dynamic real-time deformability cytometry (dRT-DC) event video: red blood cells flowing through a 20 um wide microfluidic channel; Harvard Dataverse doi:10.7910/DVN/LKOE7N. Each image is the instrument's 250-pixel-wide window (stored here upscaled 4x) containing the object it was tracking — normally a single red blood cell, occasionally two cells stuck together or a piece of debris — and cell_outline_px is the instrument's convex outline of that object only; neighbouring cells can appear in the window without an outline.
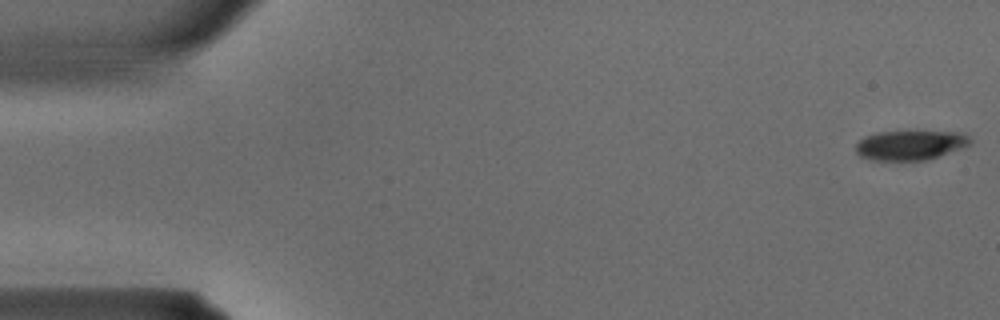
{"species": "common noctule bat (a hibernating species)", "species_latin": "Nyctalus noctula", "temperature_condition": "warm", "stored_images_in_passage": 35, "camera_frame_rate_fps": 3000, "um_per_image_px": 0.085, "animal": {"sex": "male", "body_mass_g": 15.6}, "frame": {"image": 1, "passage_image": 1, "time_ms": 0.0, "image_size_px": [1000, 320], "cell_outline_px": [[972, 140], [968, 144], [960, 148], [924, 160], [872, 160], [860, 156], [856, 152], [856, 144], [864, 136], [876, 132], [964, 132]], "centroid_in_image_um": [77.32, 12.33], "position_along_channel_um": 7.7, "area_um2": 19.36}}
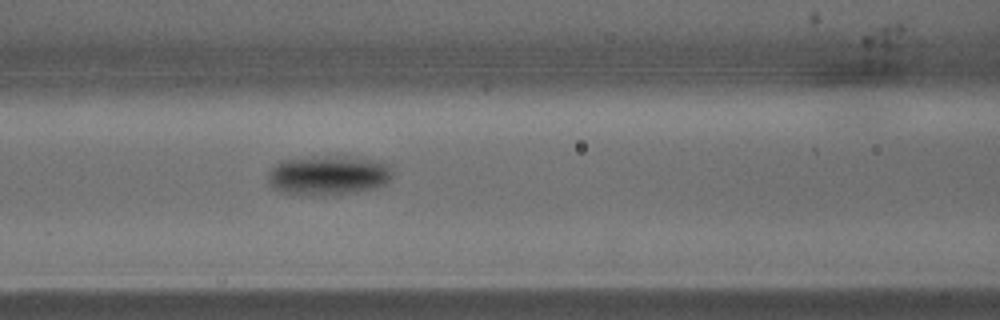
{"frame": {"image": 2, "passage_image": 15, "time_ms": 4.667, "image_size_px": [1000, 320], "cell_outline_px": [[392, 172], [388, 180], [384, 184], [376, 188], [336, 196], [312, 196], [280, 192], [268, 184], [268, 172], [280, 160], [368, 160], [388, 164]], "centroid_in_image_um": [27.85, 15.02], "position_along_channel_um": 138.8, "area_um2": 27.34}}
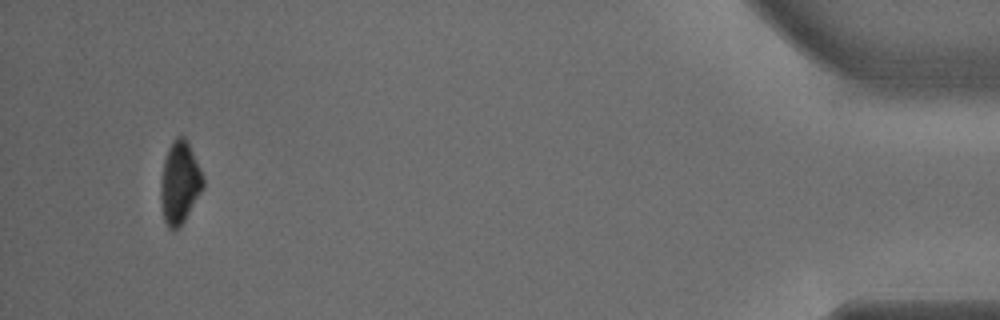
{"frame": {"image": 3, "passage_image": 34, "time_ms": 11.0, "image_size_px": [1000, 320], "cell_outline_px": [[204, 188], [184, 220], [172, 232], [168, 228], [164, 220], [160, 200], [160, 180], [164, 160], [168, 148], [176, 136], [184, 136], [204, 176]], "centroid_in_image_um": [15.26, 15.54], "position_along_channel_um": 419.9, "area_um2": 20.29}}